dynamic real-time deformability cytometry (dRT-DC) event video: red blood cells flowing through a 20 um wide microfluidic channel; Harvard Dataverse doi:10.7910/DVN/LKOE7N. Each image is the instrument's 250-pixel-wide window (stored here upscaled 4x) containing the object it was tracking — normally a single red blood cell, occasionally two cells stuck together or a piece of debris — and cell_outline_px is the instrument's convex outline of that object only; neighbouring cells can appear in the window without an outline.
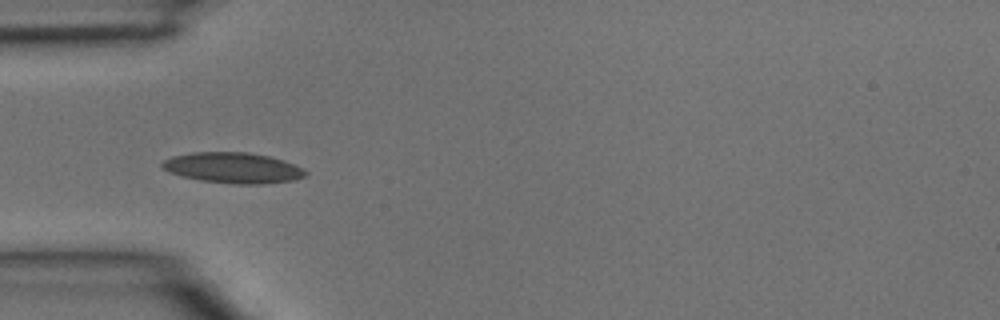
{"species": "common noctule bat (a hibernating species)", "species_latin": "Nyctalus noctula", "temperature_condition": "room temperature", "stored_images_in_passage": 4, "camera_frame_rate_fps": 3000, "um_per_image_px": 0.085, "animal": {"sex": "male", "body_mass_g": 15.6}, "frame": {"image": 1, "passage_image": 3, "time_ms": 0.667, "image_size_px": [1000, 320], "cell_outline_px": [[308, 176], [296, 180], [260, 184], [236, 184], [200, 180], [180, 176], [168, 172], [160, 164], [164, 160], [172, 156], [192, 152], [248, 152], [268, 156], [284, 160], [304, 168], [308, 172]], "centroid_in_image_um": [19.84, 14.27], "position_along_channel_um": 65.2, "area_um2": 25.84}}
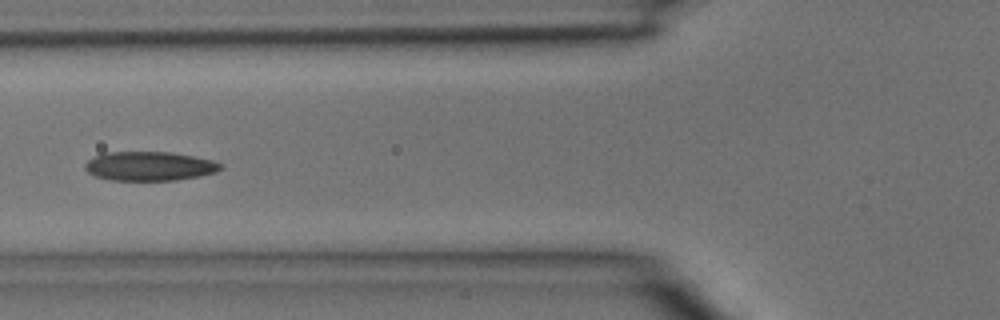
{"frame": {"image": 2, "passage_image": 4, "time_ms": 1.0, "image_size_px": [1000, 320], "cell_outline_px": [[224, 168], [216, 172], [200, 176], [176, 180], [112, 180], [96, 176], [88, 172], [84, 168], [84, 164], [88, 160], [104, 152], [172, 152], [212, 160], [224, 164]], "centroid_in_image_um": [12.74, 14.12], "position_along_channel_um": 113.1, "area_um2": 23.06}}